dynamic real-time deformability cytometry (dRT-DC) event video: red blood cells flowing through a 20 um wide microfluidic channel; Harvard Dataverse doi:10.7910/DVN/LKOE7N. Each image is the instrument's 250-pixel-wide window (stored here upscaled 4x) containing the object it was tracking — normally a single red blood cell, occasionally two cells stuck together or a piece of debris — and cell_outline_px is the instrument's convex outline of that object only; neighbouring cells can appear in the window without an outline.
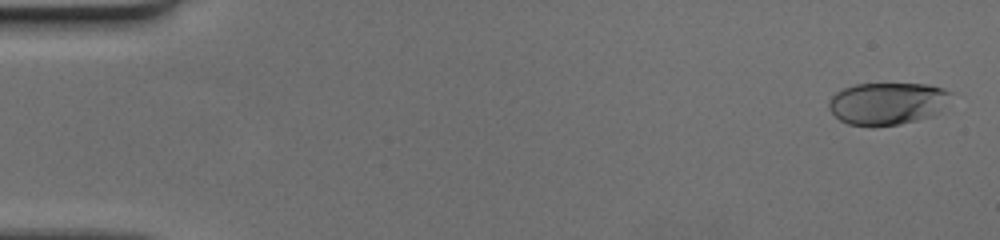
{"species": "human", "species_latin": "Homo sapiens", "temperature_condition": "cold", "stored_images_in_passage": 53, "camera_frame_rate_fps": 3000, "um_per_image_px": 0.085, "donor": {"sex": "female"}, "frame": {"image": 1, "passage_image": 2, "time_ms": 0.333, "image_size_px": [1000, 240], "cell_outline_px": [[952, 92], [924, 116], [912, 120], [896, 124], [848, 124], [840, 120], [828, 108], [828, 104], [832, 96], [836, 92], [844, 88], [856, 84], [924, 84], [940, 88]], "centroid_in_image_um": [75.22, 8.74], "position_along_channel_um": 9.8, "area_um2": 28.03}}
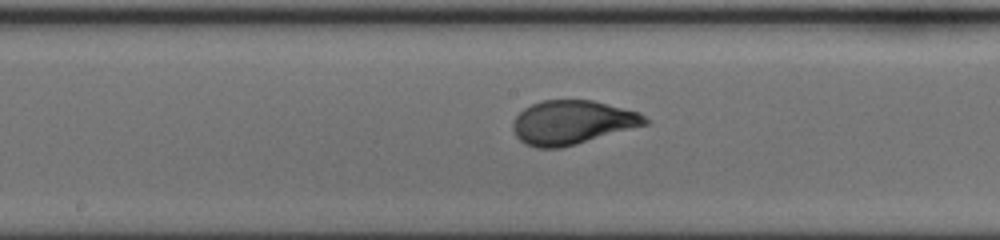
{"frame": {"image": 2, "passage_image": 28, "time_ms": 9.0, "image_size_px": [1000, 240], "cell_outline_px": [[648, 124], [576, 144], [560, 148], [536, 148], [524, 144], [516, 136], [512, 128], [512, 124], [516, 116], [524, 108], [532, 104], [544, 100], [592, 100], [640, 112], [648, 120]], "centroid_in_image_um": [48.62, 10.41], "position_along_channel_um": 199.6, "area_um2": 33.76}}
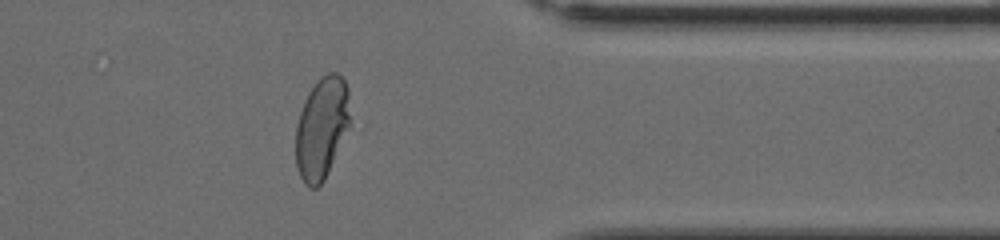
{"frame": {"image": 3, "passage_image": 43, "time_ms": 14.0, "image_size_px": [1000, 240], "cell_outline_px": [[348, 128], [324, 180], [316, 188], [308, 188], [304, 184], [296, 168], [296, 124], [300, 112], [308, 92], [320, 76], [328, 72], [336, 72], [344, 80], [348, 88]], "centroid_in_image_um": [27.31, 10.88], "position_along_channel_um": 384.1, "area_um2": 31.91}}